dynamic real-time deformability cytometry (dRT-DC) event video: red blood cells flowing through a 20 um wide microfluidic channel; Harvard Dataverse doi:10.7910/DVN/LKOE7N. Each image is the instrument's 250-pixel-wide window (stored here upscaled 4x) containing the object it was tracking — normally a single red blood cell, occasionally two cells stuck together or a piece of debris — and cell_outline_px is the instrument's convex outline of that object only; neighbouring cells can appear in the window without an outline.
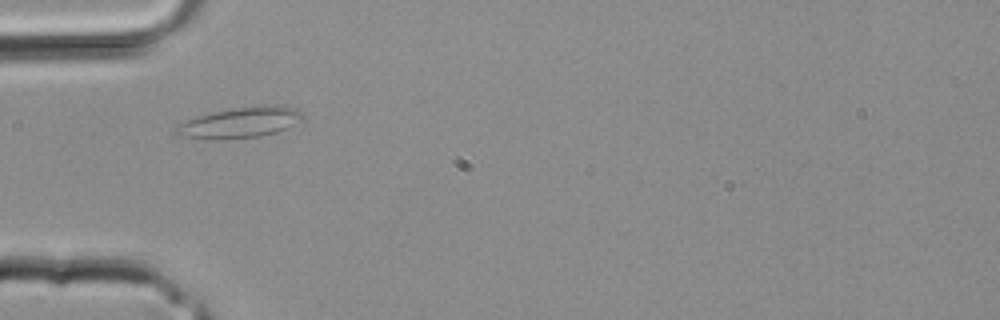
{"species": "common noctule bat (a hibernating species)", "species_latin": "Nyctalus noctula", "temperature_condition": "room temperature", "stored_images_in_passage": 24, "camera_frame_rate_fps": 3000, "um_per_image_px": 0.085, "animal": {"sex": "male", "body_mass_g": 20.4}, "frame": {"image": 1, "passage_image": 1, "time_ms": 0.0, "image_size_px": [1000, 320], "cell_outline_px": [[300, 116], [292, 124], [276, 132], [260, 136], [176, 136], [172, 132], [172, 128], [196, 116], [212, 112], [232, 108], [276, 104], [284, 104], [296, 108], [300, 112]], "centroid_in_image_um": [20.4, 10.35], "position_along_channel_um": 64.6, "area_um2": 21.33}}
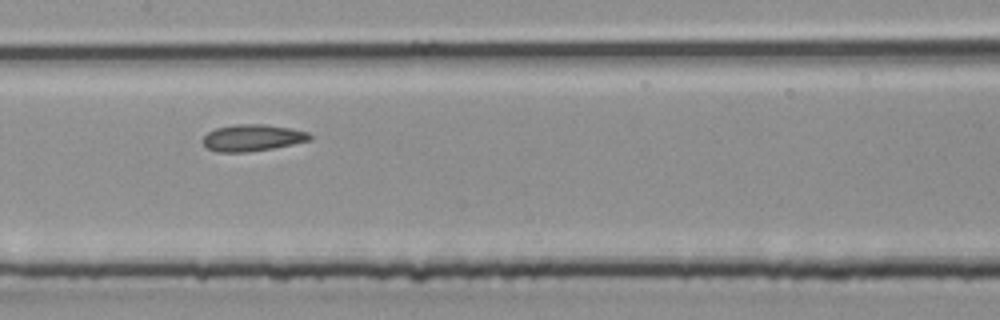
{"frame": {"image": 2, "passage_image": 7, "time_ms": 2.0, "image_size_px": [1000, 320], "cell_outline_px": [[312, 140], [272, 148], [248, 152], [216, 152], [208, 148], [200, 140], [208, 132], [216, 128], [236, 124], [264, 124], [292, 128], [308, 132], [312, 136]], "centroid_in_image_um": [21.45, 11.71], "position_along_channel_um": 185.9, "area_um2": 16.7}}
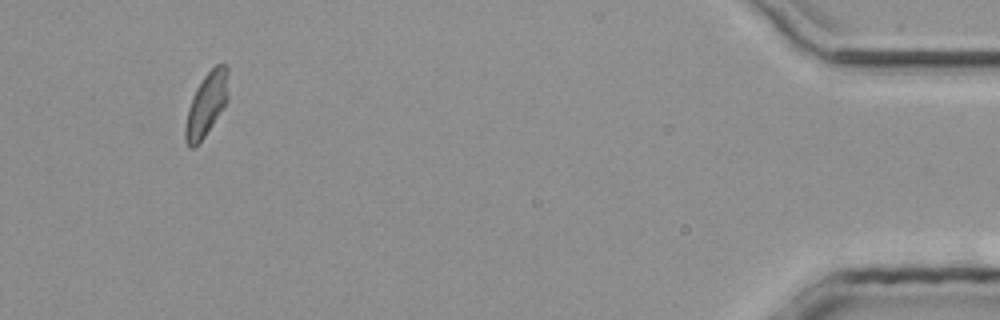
{"frame": {"image": 3, "passage_image": 22, "time_ms": 7.0, "image_size_px": [1000, 320], "cell_outline_px": [[228, 100], [204, 136], [192, 148], [188, 148], [184, 140], [184, 128], [188, 108], [192, 96], [196, 88], [204, 76], [216, 64], [224, 64], [228, 68]], "centroid_in_image_um": [17.53, 8.86], "position_along_channel_um": 417.7, "area_um2": 15.78}}